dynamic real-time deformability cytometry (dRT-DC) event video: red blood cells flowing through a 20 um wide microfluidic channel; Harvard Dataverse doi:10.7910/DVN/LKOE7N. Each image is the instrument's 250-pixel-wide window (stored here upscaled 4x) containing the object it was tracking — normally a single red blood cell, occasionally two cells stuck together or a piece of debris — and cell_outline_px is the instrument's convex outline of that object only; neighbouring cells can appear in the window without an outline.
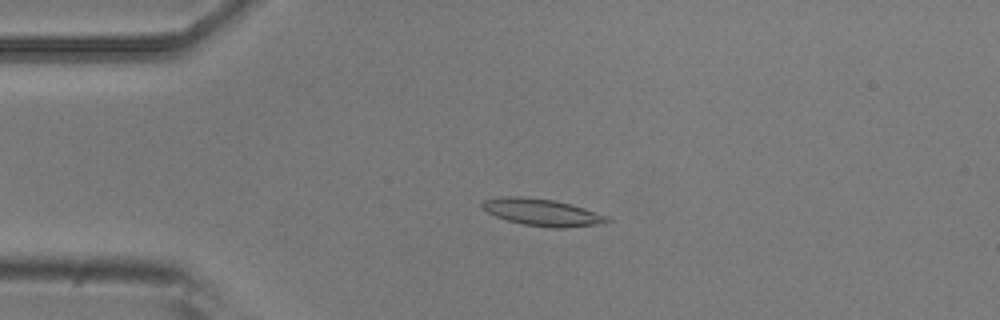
{"species": "common noctule bat (a hibernating species)", "species_latin": "Nyctalus noctula", "temperature_condition": "room temperature", "stored_images_in_passage": 4, "camera_frame_rate_fps": 3000, "um_per_image_px": 0.085, "animal": {"sex": "male", "body_mass_g": 20.5, "forearm_length_mm": 52.5}, "frame": {"image": 1, "passage_image": 3, "time_ms": 0.667, "image_size_px": [1000, 320], "cell_outline_px": [[612, 220], [596, 224], [564, 228], [548, 228], [524, 224], [508, 220], [496, 216], [488, 212], [480, 204], [484, 200], [504, 196], [524, 196], [556, 200], [584, 208], [608, 216]], "centroid_in_image_um": [46.08, 18.04], "position_along_channel_um": 38.9, "area_um2": 19.54}}